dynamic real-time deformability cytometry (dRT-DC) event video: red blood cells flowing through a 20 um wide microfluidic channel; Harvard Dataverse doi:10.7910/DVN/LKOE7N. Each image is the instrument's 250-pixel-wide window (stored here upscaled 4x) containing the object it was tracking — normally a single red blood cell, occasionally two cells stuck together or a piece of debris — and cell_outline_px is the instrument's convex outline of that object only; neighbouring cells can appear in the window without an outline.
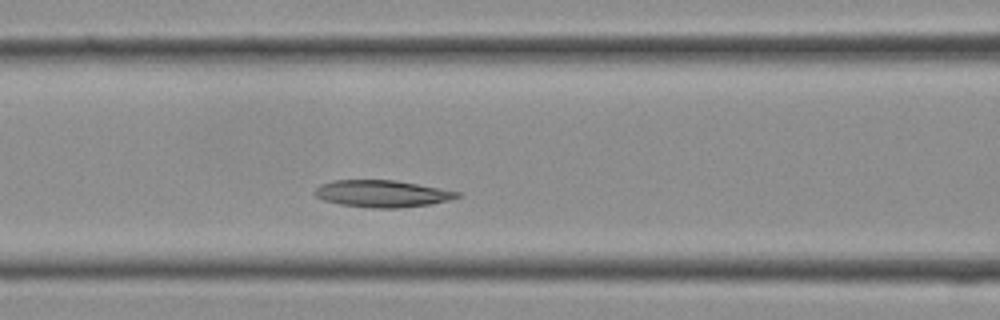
{"species": "Egyptian fruit bat (a non-hibernating species)", "species_latin": "Rousettus aegyptiacus", "temperature_condition": "cold", "stored_images_in_passage": 11, "camera_frame_rate_fps": 3000, "um_per_image_px": 0.085, "frame": {"image": 1, "passage_image": 8, "time_ms": 2.333, "image_size_px": [1000, 320], "cell_outline_px": [[460, 196], [448, 200], [428, 204], [396, 208], [372, 208], [340, 204], [324, 200], [316, 196], [312, 192], [320, 184], [332, 180], [396, 180], [460, 192]], "centroid_in_image_um": [32.42, 16.45], "position_along_channel_um": 134.2, "area_um2": 22.2}}
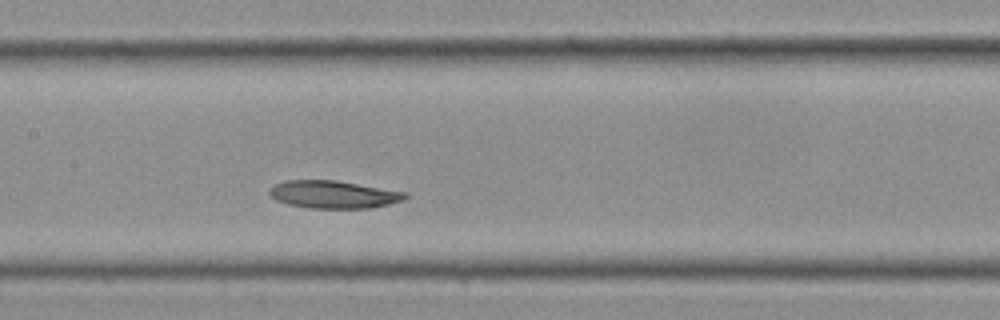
{"frame": {"image": 2, "passage_image": 10, "time_ms": 3.0, "image_size_px": [1000, 320], "cell_outline_px": [[408, 196], [404, 200], [372, 208], [308, 208], [288, 204], [276, 200], [268, 192], [276, 184], [288, 180], [336, 180], [408, 192]], "centroid_in_image_um": [28.4, 16.53], "position_along_channel_um": 179.0, "area_um2": 21.85}}